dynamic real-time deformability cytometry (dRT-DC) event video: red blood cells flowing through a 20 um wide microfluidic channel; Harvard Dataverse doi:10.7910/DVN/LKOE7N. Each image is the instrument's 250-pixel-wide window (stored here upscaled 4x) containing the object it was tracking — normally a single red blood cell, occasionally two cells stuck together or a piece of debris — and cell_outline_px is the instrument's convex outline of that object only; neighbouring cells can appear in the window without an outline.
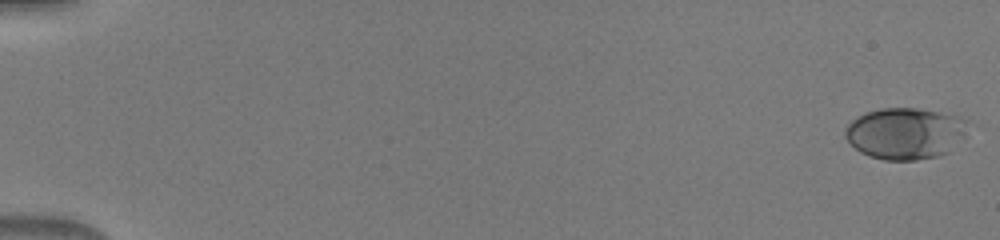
{"species": "human", "species_latin": "Homo sapiens", "temperature_condition": "warm", "stored_images_in_passage": 50, "camera_frame_rate_fps": 3000, "um_per_image_px": 0.085, "donor": {"sex": "male"}, "frame": {"image": 1, "passage_image": 1, "time_ms": 0.0, "image_size_px": [1000, 240], "cell_outline_px": [[968, 120], [964, 136], [948, 152], [936, 156], [916, 160], [884, 160], [868, 156], [860, 152], [844, 136], [844, 128], [852, 120], [864, 112], [880, 108], [916, 108], [960, 116]], "centroid_in_image_um": [76.92, 11.33], "position_along_channel_um": 8.1, "area_um2": 36.88}}
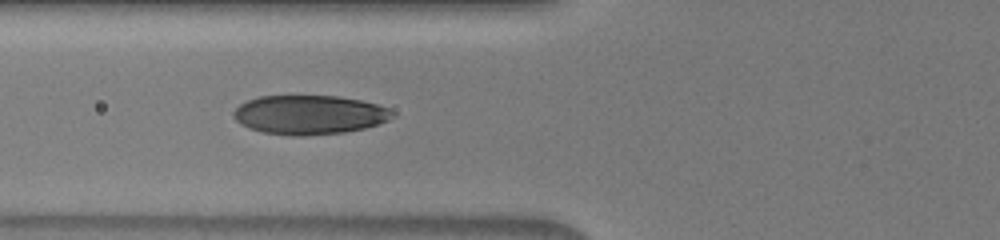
{"frame": {"image": 2, "passage_image": 21, "time_ms": 6.667, "image_size_px": [1000, 240], "cell_outline_px": [[396, 116], [388, 120], [364, 128], [344, 132], [304, 136], [292, 136], [264, 132], [248, 128], [240, 124], [232, 116], [232, 112], [240, 104], [248, 100], [260, 96], [336, 96], [360, 100], [376, 104], [388, 108]], "centroid_in_image_um": [26.26, 9.76], "position_along_channel_um": 99.5, "area_um2": 36.18}}
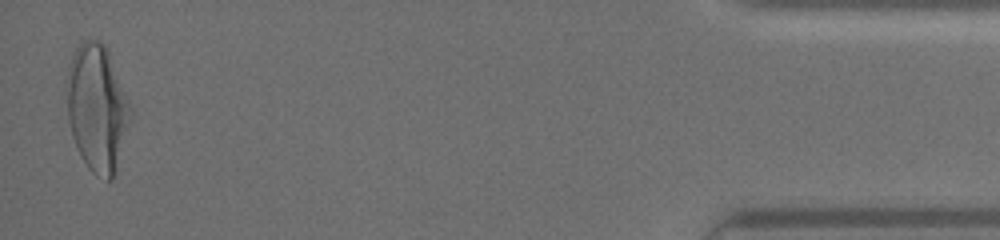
{"frame": {"image": 3, "passage_image": 50, "time_ms": 16.333, "image_size_px": [1000, 240], "cell_outline_px": [[132, 112], [112, 180], [104, 180], [96, 176], [88, 168], [80, 156], [76, 148], [72, 136], [68, 120], [68, 64], [80, 40], [100, 40], [108, 48], [132, 108]], "centroid_in_image_um": [8.25, 9.15], "position_along_channel_um": 426.9, "area_um2": 46.93}}